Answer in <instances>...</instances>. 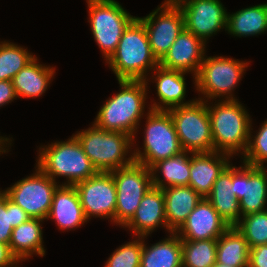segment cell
I'll list each match as a JSON object with an SVG mask.
<instances>
[{"mask_svg":"<svg viewBox=\"0 0 267 267\" xmlns=\"http://www.w3.org/2000/svg\"><path fill=\"white\" fill-rule=\"evenodd\" d=\"M147 80H118L120 92L106 100L94 125L106 131L121 132L134 138L144 114Z\"/></svg>","mask_w":267,"mask_h":267,"instance_id":"1","label":"cell"},{"mask_svg":"<svg viewBox=\"0 0 267 267\" xmlns=\"http://www.w3.org/2000/svg\"><path fill=\"white\" fill-rule=\"evenodd\" d=\"M106 63L117 80L145 81L147 70L152 71L159 65L152 54L147 31L137 17L124 30L116 51Z\"/></svg>","mask_w":267,"mask_h":267,"instance_id":"2","label":"cell"},{"mask_svg":"<svg viewBox=\"0 0 267 267\" xmlns=\"http://www.w3.org/2000/svg\"><path fill=\"white\" fill-rule=\"evenodd\" d=\"M223 100V101H222ZM218 100L207 109L211 121L214 151L233 157L241 150L245 153L249 140L251 120L245 107L236 100Z\"/></svg>","mask_w":267,"mask_h":267,"instance_id":"3","label":"cell"},{"mask_svg":"<svg viewBox=\"0 0 267 267\" xmlns=\"http://www.w3.org/2000/svg\"><path fill=\"white\" fill-rule=\"evenodd\" d=\"M37 166L50 178L66 177L64 185H75L95 175L98 171L73 135L66 142H54L39 148Z\"/></svg>","mask_w":267,"mask_h":267,"instance_id":"4","label":"cell"},{"mask_svg":"<svg viewBox=\"0 0 267 267\" xmlns=\"http://www.w3.org/2000/svg\"><path fill=\"white\" fill-rule=\"evenodd\" d=\"M74 136L98 172H112L134 162L133 155L126 157L134 141L128 134L106 131L92 124Z\"/></svg>","mask_w":267,"mask_h":267,"instance_id":"5","label":"cell"},{"mask_svg":"<svg viewBox=\"0 0 267 267\" xmlns=\"http://www.w3.org/2000/svg\"><path fill=\"white\" fill-rule=\"evenodd\" d=\"M144 131L143 152L138 148L130 153L134 161L151 168L160 160L183 152L173 119L168 111L148 110Z\"/></svg>","mask_w":267,"mask_h":267,"instance_id":"6","label":"cell"},{"mask_svg":"<svg viewBox=\"0 0 267 267\" xmlns=\"http://www.w3.org/2000/svg\"><path fill=\"white\" fill-rule=\"evenodd\" d=\"M248 64L222 56L204 57L194 83L196 90L206 96H203L205 99H198L207 101V97L211 101L225 95V100H236L232 91L241 80Z\"/></svg>","mask_w":267,"mask_h":267,"instance_id":"7","label":"cell"},{"mask_svg":"<svg viewBox=\"0 0 267 267\" xmlns=\"http://www.w3.org/2000/svg\"><path fill=\"white\" fill-rule=\"evenodd\" d=\"M183 151L213 152L211 121L206 101L196 99L193 103L169 109Z\"/></svg>","mask_w":267,"mask_h":267,"instance_id":"8","label":"cell"},{"mask_svg":"<svg viewBox=\"0 0 267 267\" xmlns=\"http://www.w3.org/2000/svg\"><path fill=\"white\" fill-rule=\"evenodd\" d=\"M92 34L106 61L116 51L120 38L136 18L115 0H87Z\"/></svg>","mask_w":267,"mask_h":267,"instance_id":"9","label":"cell"},{"mask_svg":"<svg viewBox=\"0 0 267 267\" xmlns=\"http://www.w3.org/2000/svg\"><path fill=\"white\" fill-rule=\"evenodd\" d=\"M116 185L115 224L124 226L134 215L146 192L152 187L151 169L132 164L111 172Z\"/></svg>","mask_w":267,"mask_h":267,"instance_id":"10","label":"cell"},{"mask_svg":"<svg viewBox=\"0 0 267 267\" xmlns=\"http://www.w3.org/2000/svg\"><path fill=\"white\" fill-rule=\"evenodd\" d=\"M36 168V173L2 191L30 218L45 220L51 209L54 192L59 185L38 166Z\"/></svg>","mask_w":267,"mask_h":267,"instance_id":"11","label":"cell"},{"mask_svg":"<svg viewBox=\"0 0 267 267\" xmlns=\"http://www.w3.org/2000/svg\"><path fill=\"white\" fill-rule=\"evenodd\" d=\"M152 54L160 61L179 34L184 30V16L174 0H165L156 10L143 18Z\"/></svg>","mask_w":267,"mask_h":267,"instance_id":"12","label":"cell"},{"mask_svg":"<svg viewBox=\"0 0 267 267\" xmlns=\"http://www.w3.org/2000/svg\"><path fill=\"white\" fill-rule=\"evenodd\" d=\"M74 186L87 221L95 216L110 218L115 223L117 190L111 172H97Z\"/></svg>","mask_w":267,"mask_h":267,"instance_id":"13","label":"cell"},{"mask_svg":"<svg viewBox=\"0 0 267 267\" xmlns=\"http://www.w3.org/2000/svg\"><path fill=\"white\" fill-rule=\"evenodd\" d=\"M232 166L234 195L240 201L242 216L267 210V169L243 164Z\"/></svg>","mask_w":267,"mask_h":267,"instance_id":"14","label":"cell"},{"mask_svg":"<svg viewBox=\"0 0 267 267\" xmlns=\"http://www.w3.org/2000/svg\"><path fill=\"white\" fill-rule=\"evenodd\" d=\"M182 10L185 29L206 40L221 29L226 30L228 13L220 0H174Z\"/></svg>","mask_w":267,"mask_h":267,"instance_id":"15","label":"cell"},{"mask_svg":"<svg viewBox=\"0 0 267 267\" xmlns=\"http://www.w3.org/2000/svg\"><path fill=\"white\" fill-rule=\"evenodd\" d=\"M206 43L187 29L179 34L168 52L159 61L166 69L192 72L195 81L200 65L204 60Z\"/></svg>","mask_w":267,"mask_h":267,"instance_id":"16","label":"cell"},{"mask_svg":"<svg viewBox=\"0 0 267 267\" xmlns=\"http://www.w3.org/2000/svg\"><path fill=\"white\" fill-rule=\"evenodd\" d=\"M229 227L207 198H203L175 233L181 240L218 239Z\"/></svg>","mask_w":267,"mask_h":267,"instance_id":"17","label":"cell"},{"mask_svg":"<svg viewBox=\"0 0 267 267\" xmlns=\"http://www.w3.org/2000/svg\"><path fill=\"white\" fill-rule=\"evenodd\" d=\"M160 225L172 233L166 222L163 190L152 186L143 196L133 217L123 228H129L135 236L146 238Z\"/></svg>","mask_w":267,"mask_h":267,"instance_id":"18","label":"cell"},{"mask_svg":"<svg viewBox=\"0 0 267 267\" xmlns=\"http://www.w3.org/2000/svg\"><path fill=\"white\" fill-rule=\"evenodd\" d=\"M230 157L228 154L216 151L192 153L188 185L206 198L211 193L218 176L230 164Z\"/></svg>","mask_w":267,"mask_h":267,"instance_id":"19","label":"cell"},{"mask_svg":"<svg viewBox=\"0 0 267 267\" xmlns=\"http://www.w3.org/2000/svg\"><path fill=\"white\" fill-rule=\"evenodd\" d=\"M49 218L55 220L62 230H72L87 222L74 185L59 184L53 195Z\"/></svg>","mask_w":267,"mask_h":267,"instance_id":"20","label":"cell"},{"mask_svg":"<svg viewBox=\"0 0 267 267\" xmlns=\"http://www.w3.org/2000/svg\"><path fill=\"white\" fill-rule=\"evenodd\" d=\"M156 91L160 102L153 103L150 110L168 111L169 109L191 104L195 101L184 102L186 95V72L166 69L158 65L153 69ZM163 105H161V104ZM165 106V107H164Z\"/></svg>","mask_w":267,"mask_h":267,"instance_id":"21","label":"cell"},{"mask_svg":"<svg viewBox=\"0 0 267 267\" xmlns=\"http://www.w3.org/2000/svg\"><path fill=\"white\" fill-rule=\"evenodd\" d=\"M206 198L229 226H235L238 223L242 211L240 201L234 195L231 164L218 176L211 193Z\"/></svg>","mask_w":267,"mask_h":267,"instance_id":"22","label":"cell"},{"mask_svg":"<svg viewBox=\"0 0 267 267\" xmlns=\"http://www.w3.org/2000/svg\"><path fill=\"white\" fill-rule=\"evenodd\" d=\"M162 190L167 226L172 232H176L203 197L189 185L168 187Z\"/></svg>","mask_w":267,"mask_h":267,"instance_id":"23","label":"cell"},{"mask_svg":"<svg viewBox=\"0 0 267 267\" xmlns=\"http://www.w3.org/2000/svg\"><path fill=\"white\" fill-rule=\"evenodd\" d=\"M41 222V219L29 218L13 228L9 249L18 262L25 261L34 253L42 257L45 255Z\"/></svg>","mask_w":267,"mask_h":267,"instance_id":"24","label":"cell"},{"mask_svg":"<svg viewBox=\"0 0 267 267\" xmlns=\"http://www.w3.org/2000/svg\"><path fill=\"white\" fill-rule=\"evenodd\" d=\"M54 74L53 67L39 64L35 57L11 81L18 98H35L45 93Z\"/></svg>","mask_w":267,"mask_h":267,"instance_id":"25","label":"cell"},{"mask_svg":"<svg viewBox=\"0 0 267 267\" xmlns=\"http://www.w3.org/2000/svg\"><path fill=\"white\" fill-rule=\"evenodd\" d=\"M187 153L191 155L193 152L183 151L176 156L155 163L150 168L152 173V186L159 189L187 186L190 178V157ZM159 170L164 179L157 176Z\"/></svg>","mask_w":267,"mask_h":267,"instance_id":"26","label":"cell"},{"mask_svg":"<svg viewBox=\"0 0 267 267\" xmlns=\"http://www.w3.org/2000/svg\"><path fill=\"white\" fill-rule=\"evenodd\" d=\"M144 241L140 267H182V244L175 232L150 247Z\"/></svg>","mask_w":267,"mask_h":267,"instance_id":"27","label":"cell"},{"mask_svg":"<svg viewBox=\"0 0 267 267\" xmlns=\"http://www.w3.org/2000/svg\"><path fill=\"white\" fill-rule=\"evenodd\" d=\"M226 31L237 37H247L267 31V3L243 8L227 15Z\"/></svg>","mask_w":267,"mask_h":267,"instance_id":"28","label":"cell"},{"mask_svg":"<svg viewBox=\"0 0 267 267\" xmlns=\"http://www.w3.org/2000/svg\"><path fill=\"white\" fill-rule=\"evenodd\" d=\"M249 246L235 226H230L217 239L216 262L232 267H248Z\"/></svg>","mask_w":267,"mask_h":267,"instance_id":"29","label":"cell"},{"mask_svg":"<svg viewBox=\"0 0 267 267\" xmlns=\"http://www.w3.org/2000/svg\"><path fill=\"white\" fill-rule=\"evenodd\" d=\"M182 267H213L216 263L217 239L181 240Z\"/></svg>","mask_w":267,"mask_h":267,"instance_id":"30","label":"cell"},{"mask_svg":"<svg viewBox=\"0 0 267 267\" xmlns=\"http://www.w3.org/2000/svg\"><path fill=\"white\" fill-rule=\"evenodd\" d=\"M35 57L17 44L0 42V81H11Z\"/></svg>","mask_w":267,"mask_h":267,"instance_id":"31","label":"cell"},{"mask_svg":"<svg viewBox=\"0 0 267 267\" xmlns=\"http://www.w3.org/2000/svg\"><path fill=\"white\" fill-rule=\"evenodd\" d=\"M235 227L249 248L267 245V210L242 216Z\"/></svg>","mask_w":267,"mask_h":267,"instance_id":"32","label":"cell"},{"mask_svg":"<svg viewBox=\"0 0 267 267\" xmlns=\"http://www.w3.org/2000/svg\"><path fill=\"white\" fill-rule=\"evenodd\" d=\"M30 217L18 205H16L9 197L0 191V242L10 244L11 233L13 228H16L23 222H26Z\"/></svg>","mask_w":267,"mask_h":267,"instance_id":"33","label":"cell"},{"mask_svg":"<svg viewBox=\"0 0 267 267\" xmlns=\"http://www.w3.org/2000/svg\"><path fill=\"white\" fill-rule=\"evenodd\" d=\"M143 237L117 248L108 258L104 267H140Z\"/></svg>","mask_w":267,"mask_h":267,"instance_id":"34","label":"cell"},{"mask_svg":"<svg viewBox=\"0 0 267 267\" xmlns=\"http://www.w3.org/2000/svg\"><path fill=\"white\" fill-rule=\"evenodd\" d=\"M251 130L253 128L250 126L248 145L243 154V163L251 166L264 167V162L266 163L267 161V119L262 123L256 136H252Z\"/></svg>","mask_w":267,"mask_h":267,"instance_id":"35","label":"cell"},{"mask_svg":"<svg viewBox=\"0 0 267 267\" xmlns=\"http://www.w3.org/2000/svg\"><path fill=\"white\" fill-rule=\"evenodd\" d=\"M248 267H267V245L249 249Z\"/></svg>","mask_w":267,"mask_h":267,"instance_id":"36","label":"cell"},{"mask_svg":"<svg viewBox=\"0 0 267 267\" xmlns=\"http://www.w3.org/2000/svg\"><path fill=\"white\" fill-rule=\"evenodd\" d=\"M17 98L12 81H0V107Z\"/></svg>","mask_w":267,"mask_h":267,"instance_id":"37","label":"cell"},{"mask_svg":"<svg viewBox=\"0 0 267 267\" xmlns=\"http://www.w3.org/2000/svg\"><path fill=\"white\" fill-rule=\"evenodd\" d=\"M19 262L11 254L9 245L0 242V267H16Z\"/></svg>","mask_w":267,"mask_h":267,"instance_id":"38","label":"cell"},{"mask_svg":"<svg viewBox=\"0 0 267 267\" xmlns=\"http://www.w3.org/2000/svg\"><path fill=\"white\" fill-rule=\"evenodd\" d=\"M10 141H12V140L9 139L8 137L6 138V137L0 136V154L8 152V151H6L7 149H5L7 147V145L5 146V144H7L6 142H8L11 145Z\"/></svg>","mask_w":267,"mask_h":267,"instance_id":"39","label":"cell"},{"mask_svg":"<svg viewBox=\"0 0 267 267\" xmlns=\"http://www.w3.org/2000/svg\"><path fill=\"white\" fill-rule=\"evenodd\" d=\"M214 267H232V266L224 265V264H221V263L216 262V263L214 264Z\"/></svg>","mask_w":267,"mask_h":267,"instance_id":"40","label":"cell"}]
</instances>
